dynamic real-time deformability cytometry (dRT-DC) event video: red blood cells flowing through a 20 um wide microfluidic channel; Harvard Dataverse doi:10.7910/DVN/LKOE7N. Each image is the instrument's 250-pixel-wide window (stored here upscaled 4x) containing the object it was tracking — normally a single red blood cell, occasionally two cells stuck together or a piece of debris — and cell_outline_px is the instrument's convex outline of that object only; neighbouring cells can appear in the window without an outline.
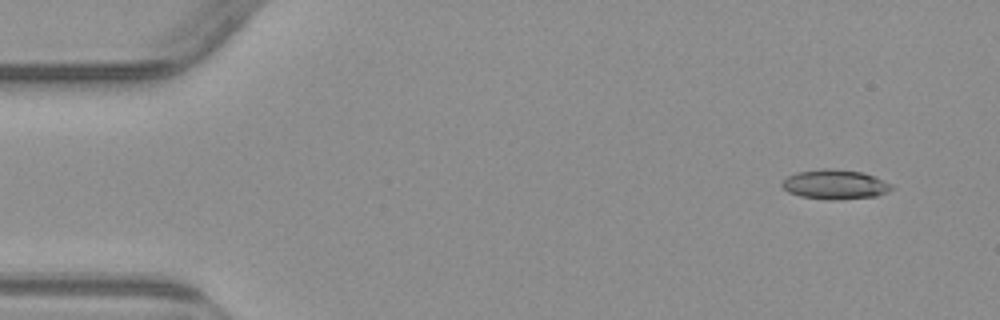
{"species": "common noctule bat (a hibernating species)", "species_latin": "Nyctalus noctula", "temperature_condition": "warm", "stored_images_in_passage": 4, "camera_frame_rate_fps": 3000, "um_per_image_px": 0.085, "animal": {"sex": "male", "body_mass_g": 23.1, "forearm_length_mm": 52.7}, "frame": {"image": 1, "passage_image": 1, "time_ms": 0.0, "image_size_px": [1000, 320], "cell_outline_px": [[896, 188], [888, 192], [876, 196], [832, 200], [828, 200], [800, 196], [788, 192], [780, 184], [788, 176], [796, 172], [820, 168], [828, 168], [860, 172], [876, 176], [892, 184]], "centroid_in_image_um": [71.0, 15.67], "position_along_channel_um": 14.0, "area_um2": 19.02}}
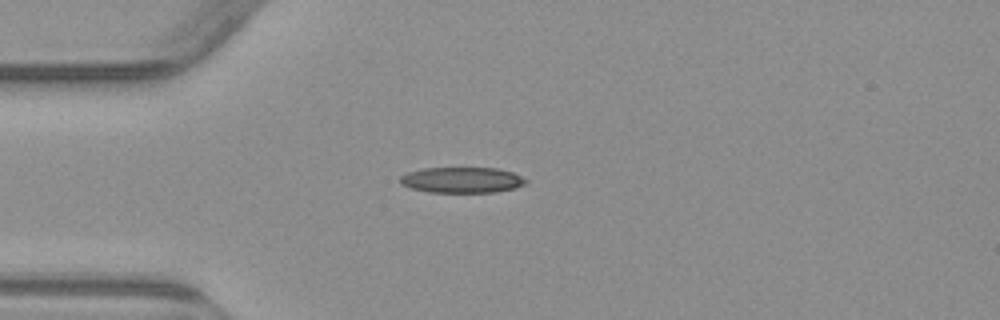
{"frame": {"image": 2, "passage_image": 4, "time_ms": 3.333, "image_size_px": [1000, 320], "cell_outline_px": [[528, 184], [516, 188], [496, 192], [428, 192], [412, 188], [400, 184], [400, 176], [408, 172], [424, 168], [496, 168], [512, 172], [528, 180]], "centroid_in_image_um": [39.29, 15.3], "position_along_channel_um": 45.7, "area_um2": 18.9}}